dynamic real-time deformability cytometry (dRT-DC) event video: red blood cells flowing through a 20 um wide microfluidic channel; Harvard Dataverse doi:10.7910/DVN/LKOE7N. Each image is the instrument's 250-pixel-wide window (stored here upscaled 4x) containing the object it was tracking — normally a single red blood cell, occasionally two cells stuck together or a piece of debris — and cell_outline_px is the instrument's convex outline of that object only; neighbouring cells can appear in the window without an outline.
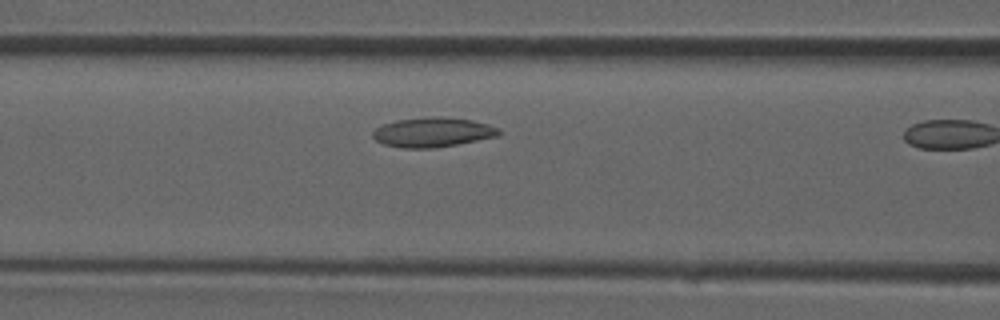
{"species": "common noctule bat (a hibernating species)", "species_latin": "Nyctalus noctula", "temperature_condition": "room temperature", "stored_images_in_passage": 10, "camera_frame_rate_fps": 3000, "um_per_image_px": 0.085, "animal": {"sex": "male", "forearm_length_mm": 52.5}, "frame": {"image": 1, "passage_image": 9, "time_ms": 2.667, "image_size_px": [1000, 320], "cell_outline_px": [[500, 136], [456, 144], [432, 148], [404, 148], [384, 144], [376, 140], [372, 136], [372, 132], [376, 128], [384, 124], [396, 120], [436, 116], [472, 120], [488, 124], [500, 128]], "centroid_in_image_um": [36.8, 11.24], "position_along_channel_um": 129.8, "area_um2": 21.62}}